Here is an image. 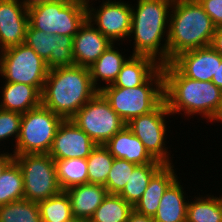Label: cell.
<instances>
[{"instance_id":"obj_1","label":"cell","mask_w":222,"mask_h":222,"mask_svg":"<svg viewBox=\"0 0 222 222\" xmlns=\"http://www.w3.org/2000/svg\"><path fill=\"white\" fill-rule=\"evenodd\" d=\"M164 74V100L171 114L191 117L201 114L211 122L222 111V90L212 81H198L184 76L171 62L161 66Z\"/></svg>"},{"instance_id":"obj_2","label":"cell","mask_w":222,"mask_h":222,"mask_svg":"<svg viewBox=\"0 0 222 222\" xmlns=\"http://www.w3.org/2000/svg\"><path fill=\"white\" fill-rule=\"evenodd\" d=\"M89 68L78 65L50 69L41 104L63 120L71 119L96 93Z\"/></svg>"},{"instance_id":"obj_3","label":"cell","mask_w":222,"mask_h":222,"mask_svg":"<svg viewBox=\"0 0 222 222\" xmlns=\"http://www.w3.org/2000/svg\"><path fill=\"white\" fill-rule=\"evenodd\" d=\"M173 1L137 0L136 8L132 6L130 31V36L134 35L132 55L151 57L161 66L168 63L167 40Z\"/></svg>"},{"instance_id":"obj_4","label":"cell","mask_w":222,"mask_h":222,"mask_svg":"<svg viewBox=\"0 0 222 222\" xmlns=\"http://www.w3.org/2000/svg\"><path fill=\"white\" fill-rule=\"evenodd\" d=\"M215 30L198 0H174L169 17L168 63L183 52L210 46Z\"/></svg>"},{"instance_id":"obj_5","label":"cell","mask_w":222,"mask_h":222,"mask_svg":"<svg viewBox=\"0 0 222 222\" xmlns=\"http://www.w3.org/2000/svg\"><path fill=\"white\" fill-rule=\"evenodd\" d=\"M99 92L126 124L153 111L164 100V74L160 66L142 85L133 88L102 87Z\"/></svg>"},{"instance_id":"obj_6","label":"cell","mask_w":222,"mask_h":222,"mask_svg":"<svg viewBox=\"0 0 222 222\" xmlns=\"http://www.w3.org/2000/svg\"><path fill=\"white\" fill-rule=\"evenodd\" d=\"M28 16L36 30L74 37L87 20V7L77 0H50L29 7Z\"/></svg>"},{"instance_id":"obj_7","label":"cell","mask_w":222,"mask_h":222,"mask_svg":"<svg viewBox=\"0 0 222 222\" xmlns=\"http://www.w3.org/2000/svg\"><path fill=\"white\" fill-rule=\"evenodd\" d=\"M63 119L42 104L22 114L13 155L49 154Z\"/></svg>"},{"instance_id":"obj_8","label":"cell","mask_w":222,"mask_h":222,"mask_svg":"<svg viewBox=\"0 0 222 222\" xmlns=\"http://www.w3.org/2000/svg\"><path fill=\"white\" fill-rule=\"evenodd\" d=\"M0 74L5 82L23 83L41 93L49 68L47 63L25 43L0 51Z\"/></svg>"},{"instance_id":"obj_9","label":"cell","mask_w":222,"mask_h":222,"mask_svg":"<svg viewBox=\"0 0 222 222\" xmlns=\"http://www.w3.org/2000/svg\"><path fill=\"white\" fill-rule=\"evenodd\" d=\"M23 175L24 199L40 202L59 194L56 166L49 154H22L14 156Z\"/></svg>"},{"instance_id":"obj_10","label":"cell","mask_w":222,"mask_h":222,"mask_svg":"<svg viewBox=\"0 0 222 222\" xmlns=\"http://www.w3.org/2000/svg\"><path fill=\"white\" fill-rule=\"evenodd\" d=\"M96 145H105L126 122L113 111L109 102L98 91L72 118Z\"/></svg>"},{"instance_id":"obj_11","label":"cell","mask_w":222,"mask_h":222,"mask_svg":"<svg viewBox=\"0 0 222 222\" xmlns=\"http://www.w3.org/2000/svg\"><path fill=\"white\" fill-rule=\"evenodd\" d=\"M168 115L172 114L163 100L150 113L134 117L126 124L132 133L140 139L148 153L162 164H172L169 158L170 153L165 145L168 126L165 116Z\"/></svg>"},{"instance_id":"obj_12","label":"cell","mask_w":222,"mask_h":222,"mask_svg":"<svg viewBox=\"0 0 222 222\" xmlns=\"http://www.w3.org/2000/svg\"><path fill=\"white\" fill-rule=\"evenodd\" d=\"M87 21L96 27L112 43L130 36L132 22V5L124 2L106 0L96 10L89 4ZM95 22V23H92ZM115 41V42H114Z\"/></svg>"},{"instance_id":"obj_13","label":"cell","mask_w":222,"mask_h":222,"mask_svg":"<svg viewBox=\"0 0 222 222\" xmlns=\"http://www.w3.org/2000/svg\"><path fill=\"white\" fill-rule=\"evenodd\" d=\"M24 43L47 63L49 69L75 65L72 36L47 34L28 24Z\"/></svg>"},{"instance_id":"obj_14","label":"cell","mask_w":222,"mask_h":222,"mask_svg":"<svg viewBox=\"0 0 222 222\" xmlns=\"http://www.w3.org/2000/svg\"><path fill=\"white\" fill-rule=\"evenodd\" d=\"M96 146L82 129L68 119L58 126L49 155L53 160L86 159Z\"/></svg>"},{"instance_id":"obj_15","label":"cell","mask_w":222,"mask_h":222,"mask_svg":"<svg viewBox=\"0 0 222 222\" xmlns=\"http://www.w3.org/2000/svg\"><path fill=\"white\" fill-rule=\"evenodd\" d=\"M28 9L19 0H0V49L24 43Z\"/></svg>"},{"instance_id":"obj_16","label":"cell","mask_w":222,"mask_h":222,"mask_svg":"<svg viewBox=\"0 0 222 222\" xmlns=\"http://www.w3.org/2000/svg\"><path fill=\"white\" fill-rule=\"evenodd\" d=\"M171 63L186 77L198 81H212L216 77L217 51L210 45L183 52Z\"/></svg>"},{"instance_id":"obj_17","label":"cell","mask_w":222,"mask_h":222,"mask_svg":"<svg viewBox=\"0 0 222 222\" xmlns=\"http://www.w3.org/2000/svg\"><path fill=\"white\" fill-rule=\"evenodd\" d=\"M111 44L108 38L86 20L73 37L75 65L88 68Z\"/></svg>"},{"instance_id":"obj_18","label":"cell","mask_w":222,"mask_h":222,"mask_svg":"<svg viewBox=\"0 0 222 222\" xmlns=\"http://www.w3.org/2000/svg\"><path fill=\"white\" fill-rule=\"evenodd\" d=\"M104 146L114 158L125 159L136 165L162 164L148 153L140 139L127 126L118 131Z\"/></svg>"},{"instance_id":"obj_19","label":"cell","mask_w":222,"mask_h":222,"mask_svg":"<svg viewBox=\"0 0 222 222\" xmlns=\"http://www.w3.org/2000/svg\"><path fill=\"white\" fill-rule=\"evenodd\" d=\"M71 201L72 215L75 219L88 222L96 209L108 195L107 189L100 184H82L66 190Z\"/></svg>"},{"instance_id":"obj_20","label":"cell","mask_w":222,"mask_h":222,"mask_svg":"<svg viewBox=\"0 0 222 222\" xmlns=\"http://www.w3.org/2000/svg\"><path fill=\"white\" fill-rule=\"evenodd\" d=\"M173 168L172 164H164L152 176L147 189L133 207L136 213L154 217L165 190L177 178Z\"/></svg>"},{"instance_id":"obj_21","label":"cell","mask_w":222,"mask_h":222,"mask_svg":"<svg viewBox=\"0 0 222 222\" xmlns=\"http://www.w3.org/2000/svg\"><path fill=\"white\" fill-rule=\"evenodd\" d=\"M0 109L24 114L41 105V92L32 85L5 82Z\"/></svg>"},{"instance_id":"obj_22","label":"cell","mask_w":222,"mask_h":222,"mask_svg":"<svg viewBox=\"0 0 222 222\" xmlns=\"http://www.w3.org/2000/svg\"><path fill=\"white\" fill-rule=\"evenodd\" d=\"M161 65L148 56L132 55L123 64L113 84L102 87L133 88L142 85Z\"/></svg>"},{"instance_id":"obj_23","label":"cell","mask_w":222,"mask_h":222,"mask_svg":"<svg viewBox=\"0 0 222 222\" xmlns=\"http://www.w3.org/2000/svg\"><path fill=\"white\" fill-rule=\"evenodd\" d=\"M179 181L177 177L165 190L153 217L154 222H186L188 201Z\"/></svg>"},{"instance_id":"obj_24","label":"cell","mask_w":222,"mask_h":222,"mask_svg":"<svg viewBox=\"0 0 222 222\" xmlns=\"http://www.w3.org/2000/svg\"><path fill=\"white\" fill-rule=\"evenodd\" d=\"M112 43L100 56L99 58L89 66V72L93 86L99 91L101 86L98 85L97 81H103L107 84L105 86L113 84L116 80L123 64L127 61L122 53L114 48Z\"/></svg>"},{"instance_id":"obj_25","label":"cell","mask_w":222,"mask_h":222,"mask_svg":"<svg viewBox=\"0 0 222 222\" xmlns=\"http://www.w3.org/2000/svg\"><path fill=\"white\" fill-rule=\"evenodd\" d=\"M56 166L57 180L62 191L88 184V165L86 159L72 158L54 160Z\"/></svg>"},{"instance_id":"obj_26","label":"cell","mask_w":222,"mask_h":222,"mask_svg":"<svg viewBox=\"0 0 222 222\" xmlns=\"http://www.w3.org/2000/svg\"><path fill=\"white\" fill-rule=\"evenodd\" d=\"M164 164H144L137 165L128 183L125 185L123 191L119 194L126 202L133 207L140 200L144 191L147 189L152 176L163 166Z\"/></svg>"},{"instance_id":"obj_27","label":"cell","mask_w":222,"mask_h":222,"mask_svg":"<svg viewBox=\"0 0 222 222\" xmlns=\"http://www.w3.org/2000/svg\"><path fill=\"white\" fill-rule=\"evenodd\" d=\"M188 201L186 222H222V196L196 197Z\"/></svg>"},{"instance_id":"obj_28","label":"cell","mask_w":222,"mask_h":222,"mask_svg":"<svg viewBox=\"0 0 222 222\" xmlns=\"http://www.w3.org/2000/svg\"><path fill=\"white\" fill-rule=\"evenodd\" d=\"M133 210L120 195L108 194L88 222H127Z\"/></svg>"},{"instance_id":"obj_29","label":"cell","mask_w":222,"mask_h":222,"mask_svg":"<svg viewBox=\"0 0 222 222\" xmlns=\"http://www.w3.org/2000/svg\"><path fill=\"white\" fill-rule=\"evenodd\" d=\"M24 199L23 175L13 160L0 176V206Z\"/></svg>"},{"instance_id":"obj_30","label":"cell","mask_w":222,"mask_h":222,"mask_svg":"<svg viewBox=\"0 0 222 222\" xmlns=\"http://www.w3.org/2000/svg\"><path fill=\"white\" fill-rule=\"evenodd\" d=\"M42 222H66L73 218L71 201L66 191L38 202Z\"/></svg>"},{"instance_id":"obj_31","label":"cell","mask_w":222,"mask_h":222,"mask_svg":"<svg viewBox=\"0 0 222 222\" xmlns=\"http://www.w3.org/2000/svg\"><path fill=\"white\" fill-rule=\"evenodd\" d=\"M114 157L104 145H97L86 158L88 165V183L106 185Z\"/></svg>"},{"instance_id":"obj_32","label":"cell","mask_w":222,"mask_h":222,"mask_svg":"<svg viewBox=\"0 0 222 222\" xmlns=\"http://www.w3.org/2000/svg\"><path fill=\"white\" fill-rule=\"evenodd\" d=\"M0 222H42L38 203L21 199L1 205Z\"/></svg>"},{"instance_id":"obj_33","label":"cell","mask_w":222,"mask_h":222,"mask_svg":"<svg viewBox=\"0 0 222 222\" xmlns=\"http://www.w3.org/2000/svg\"><path fill=\"white\" fill-rule=\"evenodd\" d=\"M136 166V164L128 162L125 159L114 158L105 185L108 194L119 195L128 183L130 175Z\"/></svg>"},{"instance_id":"obj_34","label":"cell","mask_w":222,"mask_h":222,"mask_svg":"<svg viewBox=\"0 0 222 222\" xmlns=\"http://www.w3.org/2000/svg\"><path fill=\"white\" fill-rule=\"evenodd\" d=\"M21 118V113L0 109V141L7 140V138L11 136H15L14 138H16L17 141L20 132Z\"/></svg>"},{"instance_id":"obj_35","label":"cell","mask_w":222,"mask_h":222,"mask_svg":"<svg viewBox=\"0 0 222 222\" xmlns=\"http://www.w3.org/2000/svg\"><path fill=\"white\" fill-rule=\"evenodd\" d=\"M216 28L222 27V0H198Z\"/></svg>"},{"instance_id":"obj_36","label":"cell","mask_w":222,"mask_h":222,"mask_svg":"<svg viewBox=\"0 0 222 222\" xmlns=\"http://www.w3.org/2000/svg\"><path fill=\"white\" fill-rule=\"evenodd\" d=\"M211 46L222 56V27L216 28Z\"/></svg>"},{"instance_id":"obj_37","label":"cell","mask_w":222,"mask_h":222,"mask_svg":"<svg viewBox=\"0 0 222 222\" xmlns=\"http://www.w3.org/2000/svg\"><path fill=\"white\" fill-rule=\"evenodd\" d=\"M212 82L222 90V56L218 52L216 77H212Z\"/></svg>"},{"instance_id":"obj_38","label":"cell","mask_w":222,"mask_h":222,"mask_svg":"<svg viewBox=\"0 0 222 222\" xmlns=\"http://www.w3.org/2000/svg\"><path fill=\"white\" fill-rule=\"evenodd\" d=\"M6 153L3 152L0 154V176L5 168L14 160V155L12 153Z\"/></svg>"},{"instance_id":"obj_39","label":"cell","mask_w":222,"mask_h":222,"mask_svg":"<svg viewBox=\"0 0 222 222\" xmlns=\"http://www.w3.org/2000/svg\"><path fill=\"white\" fill-rule=\"evenodd\" d=\"M127 222H154V220L152 217L138 214L133 210V212L129 215Z\"/></svg>"},{"instance_id":"obj_40","label":"cell","mask_w":222,"mask_h":222,"mask_svg":"<svg viewBox=\"0 0 222 222\" xmlns=\"http://www.w3.org/2000/svg\"><path fill=\"white\" fill-rule=\"evenodd\" d=\"M47 1H50V0H22V1L19 0V2L21 4H23L27 9L29 7H32L34 5H37V4H40V3H44V2H47Z\"/></svg>"},{"instance_id":"obj_41","label":"cell","mask_w":222,"mask_h":222,"mask_svg":"<svg viewBox=\"0 0 222 222\" xmlns=\"http://www.w3.org/2000/svg\"><path fill=\"white\" fill-rule=\"evenodd\" d=\"M66 222H82V221H80V220H78V219H75V218L73 217L71 220H68V221H66Z\"/></svg>"},{"instance_id":"obj_42","label":"cell","mask_w":222,"mask_h":222,"mask_svg":"<svg viewBox=\"0 0 222 222\" xmlns=\"http://www.w3.org/2000/svg\"><path fill=\"white\" fill-rule=\"evenodd\" d=\"M77 1H81V2H83L85 5H87V4H89V0H77Z\"/></svg>"},{"instance_id":"obj_43","label":"cell","mask_w":222,"mask_h":222,"mask_svg":"<svg viewBox=\"0 0 222 222\" xmlns=\"http://www.w3.org/2000/svg\"><path fill=\"white\" fill-rule=\"evenodd\" d=\"M216 121H220V122H222V111H221V113H220V115H219V117L217 118Z\"/></svg>"}]
</instances>
